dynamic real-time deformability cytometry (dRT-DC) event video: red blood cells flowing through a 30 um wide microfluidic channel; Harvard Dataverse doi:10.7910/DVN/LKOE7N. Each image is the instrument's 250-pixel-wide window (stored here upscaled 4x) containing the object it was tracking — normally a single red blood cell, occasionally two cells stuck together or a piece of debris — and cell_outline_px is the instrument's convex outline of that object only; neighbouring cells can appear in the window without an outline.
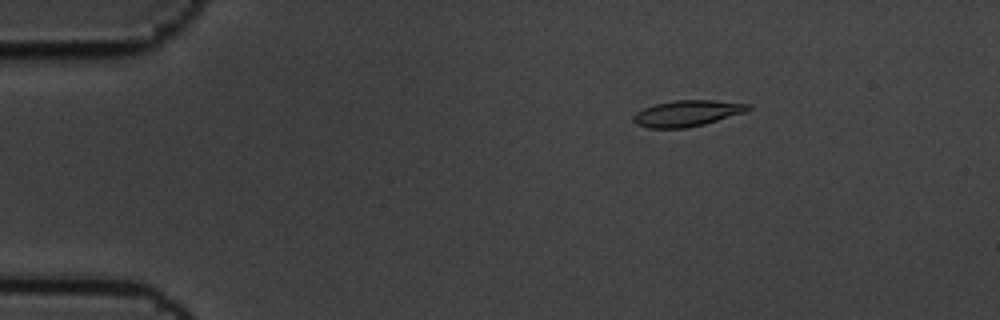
{"species": "common noctule bat (a hibernating species)", "species_latin": "Nyctalus noctula", "temperature_condition": "cold", "stored_images_in_passage": 5, "camera_frame_rate_fps": 3000, "um_per_image_px": 0.085, "animal": {"sex": "male", "body_mass_g": 19.5, "forearm_length_mm": 54.6}, "frame": {"image": 1, "passage_image": 3, "time_ms": 0.667, "image_size_px": [1000, 320], "cell_outline_px": [[752, 108], [744, 112], [704, 124], [688, 128], [648, 128], [636, 124], [632, 120], [632, 116], [636, 112], [644, 108], [656, 104], [676, 100], [712, 100], [752, 104]], "centroid_in_image_um": [58.39, 9.63], "position_along_channel_um": 26.6, "area_um2": 17.4}}